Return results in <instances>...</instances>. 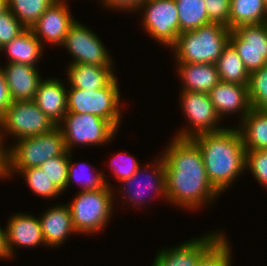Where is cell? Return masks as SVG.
Listing matches in <instances>:
<instances>
[{
    "label": "cell",
    "instance_id": "1",
    "mask_svg": "<svg viewBox=\"0 0 267 266\" xmlns=\"http://www.w3.org/2000/svg\"><path fill=\"white\" fill-rule=\"evenodd\" d=\"M161 156L167 201L193 210L221 195L210 183L201 151L192 138L174 137Z\"/></svg>",
    "mask_w": 267,
    "mask_h": 266
},
{
    "label": "cell",
    "instance_id": "2",
    "mask_svg": "<svg viewBox=\"0 0 267 266\" xmlns=\"http://www.w3.org/2000/svg\"><path fill=\"white\" fill-rule=\"evenodd\" d=\"M192 139L201 151L210 183L220 194L246 170V149L237 128L225 127Z\"/></svg>",
    "mask_w": 267,
    "mask_h": 266
},
{
    "label": "cell",
    "instance_id": "3",
    "mask_svg": "<svg viewBox=\"0 0 267 266\" xmlns=\"http://www.w3.org/2000/svg\"><path fill=\"white\" fill-rule=\"evenodd\" d=\"M231 30L209 23L196 30L181 33L171 47L177 63L215 64L229 43Z\"/></svg>",
    "mask_w": 267,
    "mask_h": 266
},
{
    "label": "cell",
    "instance_id": "4",
    "mask_svg": "<svg viewBox=\"0 0 267 266\" xmlns=\"http://www.w3.org/2000/svg\"><path fill=\"white\" fill-rule=\"evenodd\" d=\"M66 152L62 130L56 126L47 133L19 139L15 146L6 148V171L40 167L50 158Z\"/></svg>",
    "mask_w": 267,
    "mask_h": 266
},
{
    "label": "cell",
    "instance_id": "5",
    "mask_svg": "<svg viewBox=\"0 0 267 266\" xmlns=\"http://www.w3.org/2000/svg\"><path fill=\"white\" fill-rule=\"evenodd\" d=\"M113 189L107 185L98 190H80L68 203L75 231L84 234L96 233L108 223L113 210Z\"/></svg>",
    "mask_w": 267,
    "mask_h": 266
},
{
    "label": "cell",
    "instance_id": "6",
    "mask_svg": "<svg viewBox=\"0 0 267 266\" xmlns=\"http://www.w3.org/2000/svg\"><path fill=\"white\" fill-rule=\"evenodd\" d=\"M119 93L116 78L98 90L70 88L67 90V113L93 114L107 120L118 130L122 117Z\"/></svg>",
    "mask_w": 267,
    "mask_h": 266
},
{
    "label": "cell",
    "instance_id": "7",
    "mask_svg": "<svg viewBox=\"0 0 267 266\" xmlns=\"http://www.w3.org/2000/svg\"><path fill=\"white\" fill-rule=\"evenodd\" d=\"M54 127L56 125L38 108L34 100L12 101L0 117V142L3 143L5 137L2 135L5 133L13 135L17 141L47 133Z\"/></svg>",
    "mask_w": 267,
    "mask_h": 266
},
{
    "label": "cell",
    "instance_id": "8",
    "mask_svg": "<svg viewBox=\"0 0 267 266\" xmlns=\"http://www.w3.org/2000/svg\"><path fill=\"white\" fill-rule=\"evenodd\" d=\"M58 127L62 130L68 152L77 144L104 145L117 133L107 120L93 114L66 113Z\"/></svg>",
    "mask_w": 267,
    "mask_h": 266
},
{
    "label": "cell",
    "instance_id": "9",
    "mask_svg": "<svg viewBox=\"0 0 267 266\" xmlns=\"http://www.w3.org/2000/svg\"><path fill=\"white\" fill-rule=\"evenodd\" d=\"M143 11L144 30L154 40L172 47L180 35L179 13L174 0H145Z\"/></svg>",
    "mask_w": 267,
    "mask_h": 266
},
{
    "label": "cell",
    "instance_id": "10",
    "mask_svg": "<svg viewBox=\"0 0 267 266\" xmlns=\"http://www.w3.org/2000/svg\"><path fill=\"white\" fill-rule=\"evenodd\" d=\"M180 95L181 108L192 128L182 129L177 132L178 134H175V137L193 138L199 134L218 132L224 129V127L218 126L220 118L214 109L208 93L182 91Z\"/></svg>",
    "mask_w": 267,
    "mask_h": 266
},
{
    "label": "cell",
    "instance_id": "11",
    "mask_svg": "<svg viewBox=\"0 0 267 266\" xmlns=\"http://www.w3.org/2000/svg\"><path fill=\"white\" fill-rule=\"evenodd\" d=\"M229 43L249 73L267 65V22L236 27L230 32Z\"/></svg>",
    "mask_w": 267,
    "mask_h": 266
},
{
    "label": "cell",
    "instance_id": "12",
    "mask_svg": "<svg viewBox=\"0 0 267 266\" xmlns=\"http://www.w3.org/2000/svg\"><path fill=\"white\" fill-rule=\"evenodd\" d=\"M102 44L95 32L75 20L62 46H65L74 58L71 64L112 66L113 59Z\"/></svg>",
    "mask_w": 267,
    "mask_h": 266
},
{
    "label": "cell",
    "instance_id": "13",
    "mask_svg": "<svg viewBox=\"0 0 267 266\" xmlns=\"http://www.w3.org/2000/svg\"><path fill=\"white\" fill-rule=\"evenodd\" d=\"M66 1L57 0L31 27L35 37L42 43L62 45L69 28L75 22ZM44 39V40H43Z\"/></svg>",
    "mask_w": 267,
    "mask_h": 266
},
{
    "label": "cell",
    "instance_id": "14",
    "mask_svg": "<svg viewBox=\"0 0 267 266\" xmlns=\"http://www.w3.org/2000/svg\"><path fill=\"white\" fill-rule=\"evenodd\" d=\"M221 232L208 233L201 238L185 241L172 249L157 253L152 266H196L200 258L223 236Z\"/></svg>",
    "mask_w": 267,
    "mask_h": 266
},
{
    "label": "cell",
    "instance_id": "15",
    "mask_svg": "<svg viewBox=\"0 0 267 266\" xmlns=\"http://www.w3.org/2000/svg\"><path fill=\"white\" fill-rule=\"evenodd\" d=\"M210 100L218 117L224 114L242 113L241 121L251 110L247 85L220 81L209 93Z\"/></svg>",
    "mask_w": 267,
    "mask_h": 266
},
{
    "label": "cell",
    "instance_id": "16",
    "mask_svg": "<svg viewBox=\"0 0 267 266\" xmlns=\"http://www.w3.org/2000/svg\"><path fill=\"white\" fill-rule=\"evenodd\" d=\"M5 226L7 247L11 257H14V246L35 247L46 245L43 237L40 219L31 214L13 215Z\"/></svg>",
    "mask_w": 267,
    "mask_h": 266
},
{
    "label": "cell",
    "instance_id": "17",
    "mask_svg": "<svg viewBox=\"0 0 267 266\" xmlns=\"http://www.w3.org/2000/svg\"><path fill=\"white\" fill-rule=\"evenodd\" d=\"M156 161L157 162H155L153 164L148 163L147 168L148 167L150 168L152 165L153 167H151L150 170L152 169L153 172L150 171L151 173L147 174L148 173V171H147L146 175L144 174L145 176H147V178H145V179H147V180H145L146 184L149 182L147 184L148 186H146V188L148 190H150L152 193L154 192V194L162 196L161 198L166 199V201H167L164 159H163V157H161V158L159 157V161L158 160H156ZM140 170H141V167L138 169L136 174H134L130 178L121 182V184L123 183L122 186L124 187V190H120V193L121 192L124 193L125 194L124 196H126L127 200L128 199L131 200V203L134 204V206H136V207L140 206V204H143L144 201H142V200L145 199L143 192H146L143 190V186L141 185L142 184L141 181L143 182V179H141L140 173H143V171H140ZM138 177H140V178H138ZM138 179H140V180H138ZM144 184H145V182H144ZM144 188H145V186H144ZM146 188H145V190H147ZM126 194H128V195H126Z\"/></svg>",
    "mask_w": 267,
    "mask_h": 266
},
{
    "label": "cell",
    "instance_id": "18",
    "mask_svg": "<svg viewBox=\"0 0 267 266\" xmlns=\"http://www.w3.org/2000/svg\"><path fill=\"white\" fill-rule=\"evenodd\" d=\"M3 68L9 93L13 101L34 100L41 82L35 66L21 63H7Z\"/></svg>",
    "mask_w": 267,
    "mask_h": 266
},
{
    "label": "cell",
    "instance_id": "19",
    "mask_svg": "<svg viewBox=\"0 0 267 266\" xmlns=\"http://www.w3.org/2000/svg\"><path fill=\"white\" fill-rule=\"evenodd\" d=\"M67 90L60 79L41 80L36 91L35 103L56 126L67 113Z\"/></svg>",
    "mask_w": 267,
    "mask_h": 266
},
{
    "label": "cell",
    "instance_id": "20",
    "mask_svg": "<svg viewBox=\"0 0 267 266\" xmlns=\"http://www.w3.org/2000/svg\"><path fill=\"white\" fill-rule=\"evenodd\" d=\"M39 219L46 245L52 248L63 244L71 233H77L67 204L50 207Z\"/></svg>",
    "mask_w": 267,
    "mask_h": 266
},
{
    "label": "cell",
    "instance_id": "21",
    "mask_svg": "<svg viewBox=\"0 0 267 266\" xmlns=\"http://www.w3.org/2000/svg\"><path fill=\"white\" fill-rule=\"evenodd\" d=\"M67 68L70 88L98 90L106 87L116 77L113 66L70 64Z\"/></svg>",
    "mask_w": 267,
    "mask_h": 266
},
{
    "label": "cell",
    "instance_id": "22",
    "mask_svg": "<svg viewBox=\"0 0 267 266\" xmlns=\"http://www.w3.org/2000/svg\"><path fill=\"white\" fill-rule=\"evenodd\" d=\"M182 91L209 93L219 82L215 64L177 63Z\"/></svg>",
    "mask_w": 267,
    "mask_h": 266
},
{
    "label": "cell",
    "instance_id": "23",
    "mask_svg": "<svg viewBox=\"0 0 267 266\" xmlns=\"http://www.w3.org/2000/svg\"><path fill=\"white\" fill-rule=\"evenodd\" d=\"M43 45L31 29H26L19 36L7 43L1 51L8 54V63H21L35 66L42 56Z\"/></svg>",
    "mask_w": 267,
    "mask_h": 266
},
{
    "label": "cell",
    "instance_id": "24",
    "mask_svg": "<svg viewBox=\"0 0 267 266\" xmlns=\"http://www.w3.org/2000/svg\"><path fill=\"white\" fill-rule=\"evenodd\" d=\"M240 125L246 150H267V111L251 108Z\"/></svg>",
    "mask_w": 267,
    "mask_h": 266
},
{
    "label": "cell",
    "instance_id": "25",
    "mask_svg": "<svg viewBox=\"0 0 267 266\" xmlns=\"http://www.w3.org/2000/svg\"><path fill=\"white\" fill-rule=\"evenodd\" d=\"M220 81L239 85H249L250 73L234 47L228 43L215 63Z\"/></svg>",
    "mask_w": 267,
    "mask_h": 266
},
{
    "label": "cell",
    "instance_id": "26",
    "mask_svg": "<svg viewBox=\"0 0 267 266\" xmlns=\"http://www.w3.org/2000/svg\"><path fill=\"white\" fill-rule=\"evenodd\" d=\"M267 22L265 0H231L230 30L242 25Z\"/></svg>",
    "mask_w": 267,
    "mask_h": 266
},
{
    "label": "cell",
    "instance_id": "27",
    "mask_svg": "<svg viewBox=\"0 0 267 266\" xmlns=\"http://www.w3.org/2000/svg\"><path fill=\"white\" fill-rule=\"evenodd\" d=\"M179 13L180 34L209 24L204 0H174Z\"/></svg>",
    "mask_w": 267,
    "mask_h": 266
},
{
    "label": "cell",
    "instance_id": "28",
    "mask_svg": "<svg viewBox=\"0 0 267 266\" xmlns=\"http://www.w3.org/2000/svg\"><path fill=\"white\" fill-rule=\"evenodd\" d=\"M56 1L8 0V9L27 29H31L46 9Z\"/></svg>",
    "mask_w": 267,
    "mask_h": 266
},
{
    "label": "cell",
    "instance_id": "29",
    "mask_svg": "<svg viewBox=\"0 0 267 266\" xmlns=\"http://www.w3.org/2000/svg\"><path fill=\"white\" fill-rule=\"evenodd\" d=\"M13 172L22 173L23 178L26 180L28 187L31 191L40 195L41 197L53 198L62 193L48 178V176L43 173L40 167H30L22 169L21 171H6V177L10 178Z\"/></svg>",
    "mask_w": 267,
    "mask_h": 266
},
{
    "label": "cell",
    "instance_id": "30",
    "mask_svg": "<svg viewBox=\"0 0 267 266\" xmlns=\"http://www.w3.org/2000/svg\"><path fill=\"white\" fill-rule=\"evenodd\" d=\"M72 152H70V160L68 162V175H67V182H66V188L68 186H70L71 182L73 184V182L75 183H80L81 186L83 187L81 190L86 191V190H98L103 188L105 185L110 186V184H108L105 180L106 178H104L103 176V172L100 173H96V175H92V174H87L85 175L84 172L86 170V167L90 166L89 164H80V163H76L75 164L71 162V154ZM84 164V165H83ZM85 169V170H84ZM79 171V172H78ZM80 171L82 172L80 174ZM80 174V175H79ZM89 175V176H88ZM86 176V177H85ZM88 176V177H87ZM86 179H85V178Z\"/></svg>",
    "mask_w": 267,
    "mask_h": 266
},
{
    "label": "cell",
    "instance_id": "31",
    "mask_svg": "<svg viewBox=\"0 0 267 266\" xmlns=\"http://www.w3.org/2000/svg\"><path fill=\"white\" fill-rule=\"evenodd\" d=\"M248 92L251 108L267 111V65L250 73Z\"/></svg>",
    "mask_w": 267,
    "mask_h": 266
},
{
    "label": "cell",
    "instance_id": "32",
    "mask_svg": "<svg viewBox=\"0 0 267 266\" xmlns=\"http://www.w3.org/2000/svg\"><path fill=\"white\" fill-rule=\"evenodd\" d=\"M70 152L64 155L56 156L45 161L40 168L50 181L63 192L66 189L68 162L70 160Z\"/></svg>",
    "mask_w": 267,
    "mask_h": 266
},
{
    "label": "cell",
    "instance_id": "33",
    "mask_svg": "<svg viewBox=\"0 0 267 266\" xmlns=\"http://www.w3.org/2000/svg\"><path fill=\"white\" fill-rule=\"evenodd\" d=\"M223 235L198 261L196 266H231L232 254Z\"/></svg>",
    "mask_w": 267,
    "mask_h": 266
},
{
    "label": "cell",
    "instance_id": "34",
    "mask_svg": "<svg viewBox=\"0 0 267 266\" xmlns=\"http://www.w3.org/2000/svg\"><path fill=\"white\" fill-rule=\"evenodd\" d=\"M245 168L250 169L255 180L267 188V150H246Z\"/></svg>",
    "mask_w": 267,
    "mask_h": 266
},
{
    "label": "cell",
    "instance_id": "35",
    "mask_svg": "<svg viewBox=\"0 0 267 266\" xmlns=\"http://www.w3.org/2000/svg\"><path fill=\"white\" fill-rule=\"evenodd\" d=\"M27 28L11 13L9 9L0 14V47L23 33Z\"/></svg>",
    "mask_w": 267,
    "mask_h": 266
},
{
    "label": "cell",
    "instance_id": "36",
    "mask_svg": "<svg viewBox=\"0 0 267 266\" xmlns=\"http://www.w3.org/2000/svg\"><path fill=\"white\" fill-rule=\"evenodd\" d=\"M110 165L113 173L120 182H123L136 174L140 168L138 161L127 152L115 155L112 158Z\"/></svg>",
    "mask_w": 267,
    "mask_h": 266
},
{
    "label": "cell",
    "instance_id": "37",
    "mask_svg": "<svg viewBox=\"0 0 267 266\" xmlns=\"http://www.w3.org/2000/svg\"><path fill=\"white\" fill-rule=\"evenodd\" d=\"M209 23H217L230 29L231 0H204Z\"/></svg>",
    "mask_w": 267,
    "mask_h": 266
},
{
    "label": "cell",
    "instance_id": "38",
    "mask_svg": "<svg viewBox=\"0 0 267 266\" xmlns=\"http://www.w3.org/2000/svg\"><path fill=\"white\" fill-rule=\"evenodd\" d=\"M145 0H102L107 8L136 11ZM125 9V10H124Z\"/></svg>",
    "mask_w": 267,
    "mask_h": 266
},
{
    "label": "cell",
    "instance_id": "39",
    "mask_svg": "<svg viewBox=\"0 0 267 266\" xmlns=\"http://www.w3.org/2000/svg\"><path fill=\"white\" fill-rule=\"evenodd\" d=\"M12 99L9 93V88L6 83L3 68L0 67V117L5 113L11 105Z\"/></svg>",
    "mask_w": 267,
    "mask_h": 266
},
{
    "label": "cell",
    "instance_id": "40",
    "mask_svg": "<svg viewBox=\"0 0 267 266\" xmlns=\"http://www.w3.org/2000/svg\"><path fill=\"white\" fill-rule=\"evenodd\" d=\"M0 258H10L11 255L9 253L8 247H7V239H6V231L5 229L0 227Z\"/></svg>",
    "mask_w": 267,
    "mask_h": 266
},
{
    "label": "cell",
    "instance_id": "41",
    "mask_svg": "<svg viewBox=\"0 0 267 266\" xmlns=\"http://www.w3.org/2000/svg\"><path fill=\"white\" fill-rule=\"evenodd\" d=\"M0 178H6V151H0Z\"/></svg>",
    "mask_w": 267,
    "mask_h": 266
},
{
    "label": "cell",
    "instance_id": "42",
    "mask_svg": "<svg viewBox=\"0 0 267 266\" xmlns=\"http://www.w3.org/2000/svg\"><path fill=\"white\" fill-rule=\"evenodd\" d=\"M8 9V0H0V14Z\"/></svg>",
    "mask_w": 267,
    "mask_h": 266
},
{
    "label": "cell",
    "instance_id": "43",
    "mask_svg": "<svg viewBox=\"0 0 267 266\" xmlns=\"http://www.w3.org/2000/svg\"><path fill=\"white\" fill-rule=\"evenodd\" d=\"M0 151H6V147L4 146V143L2 144L0 142Z\"/></svg>",
    "mask_w": 267,
    "mask_h": 266
}]
</instances>
